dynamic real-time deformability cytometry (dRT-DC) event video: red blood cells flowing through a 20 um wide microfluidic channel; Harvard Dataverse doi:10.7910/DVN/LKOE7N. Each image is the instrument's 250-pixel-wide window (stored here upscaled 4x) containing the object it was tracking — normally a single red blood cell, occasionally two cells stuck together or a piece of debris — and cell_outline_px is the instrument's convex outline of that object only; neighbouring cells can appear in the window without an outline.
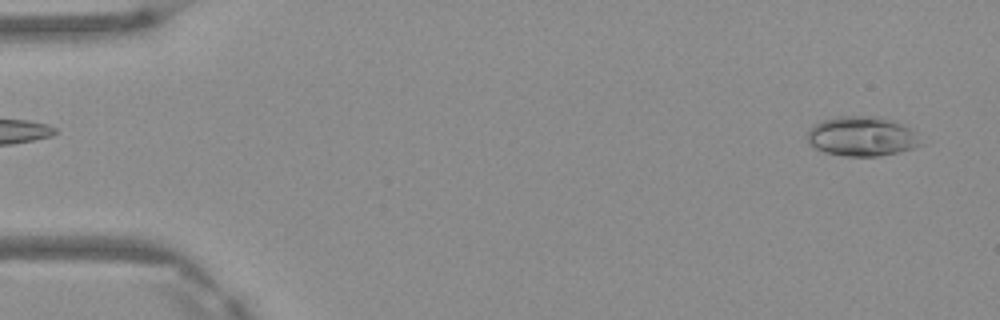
{"species": "Egyptian fruit bat (a non-hibernating species)", "species_latin": "Rousettus aegyptiacus", "temperature_condition": "warm", "stored_images_in_passage": 3, "camera_frame_rate_fps": 3000, "um_per_image_px": 0.085, "frame": {"image": 1, "passage_image": 3, "time_ms": 0.667, "image_size_px": [1000, 320], "cell_outline_px": [[924, 144], [912, 148], [880, 156], [844, 156], [824, 152], [816, 148], [808, 140], [808, 132], [816, 124], [832, 116], [880, 116], [896, 120], [912, 128]], "centroid_in_image_um": [73.32, 11.57], "position_along_channel_um": 11.7, "area_um2": 26.36}}